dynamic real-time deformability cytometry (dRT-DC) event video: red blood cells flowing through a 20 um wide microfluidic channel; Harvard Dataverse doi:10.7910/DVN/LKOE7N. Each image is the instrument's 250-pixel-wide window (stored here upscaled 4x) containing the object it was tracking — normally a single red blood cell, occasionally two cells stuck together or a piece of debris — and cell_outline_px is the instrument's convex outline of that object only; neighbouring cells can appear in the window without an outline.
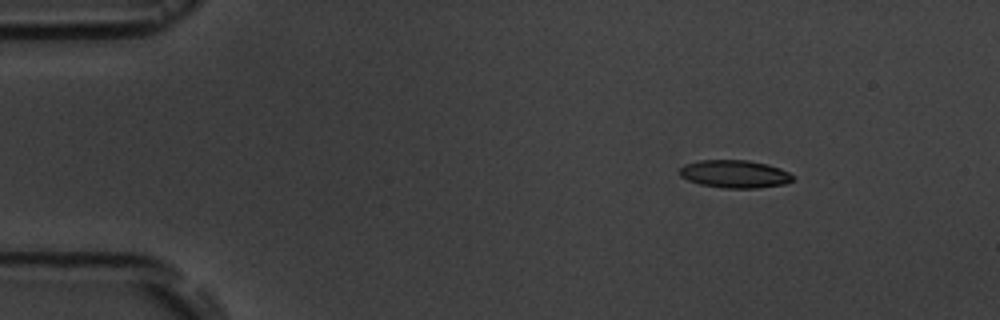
{"species": "common noctule bat (a hibernating species)", "species_latin": "Nyctalus noctula", "temperature_condition": "room temperature", "stored_images_in_passage": 9, "camera_frame_rate_fps": 3000, "um_per_image_px": 0.085, "animal": {"sex": "male", "body_mass_g": 19.5, "forearm_length_mm": 54.6}, "frame": {"image": 1, "passage_image": 1, "time_ms": 0.0, "image_size_px": [1000, 320], "cell_outline_px": [[796, 176], [792, 180], [784, 184], [756, 188], [724, 188], [700, 184], [688, 180], [680, 176], [680, 168], [684, 164], [700, 160], [748, 160], [768, 164], [780, 168]], "centroid_in_image_um": [62.46, 14.78], "position_along_channel_um": 22.5, "area_um2": 18.38}}
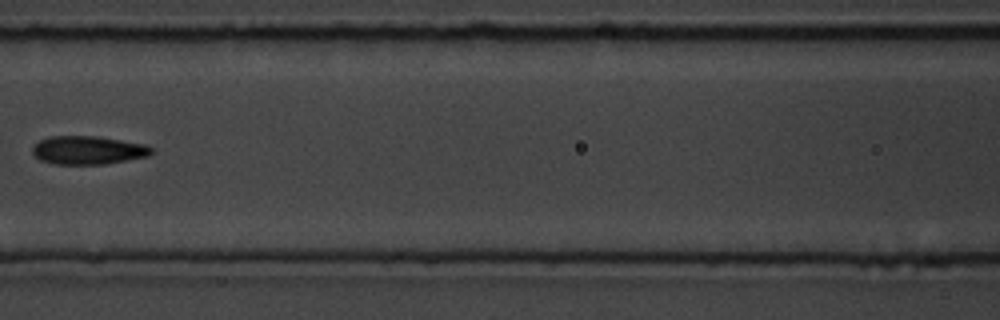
{"frame": {"image": 2, "passage_image": 6, "time_ms": 6.0, "image_size_px": [1000, 320], "cell_outline_px": [[152, 152], [148, 156], [104, 164], [56, 164], [40, 160], [32, 152], [32, 148], [40, 140], [48, 136], [96, 136], [144, 144], [152, 148]], "centroid_in_image_um": [7.46, 12.76], "position_along_channel_um": 159.1, "area_um2": 19.48}}
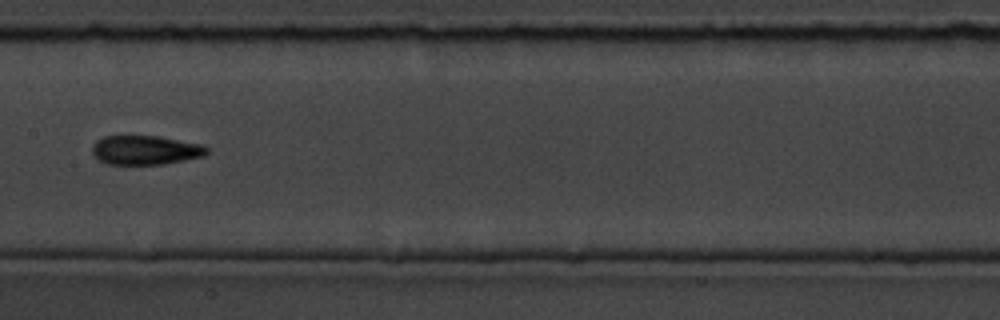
{"frame": {"image": 3, "passage_image": 7, "time_ms": 7.0, "image_size_px": [1000, 320], "cell_outline_px": [[208, 152], [204, 156], [164, 164], [108, 164], [100, 160], [92, 152], [92, 144], [96, 140], [104, 136], [160, 136], [204, 144], [208, 148]], "centroid_in_image_um": [12.39, 12.74], "position_along_channel_um": 195.0, "area_um2": 19.59}}